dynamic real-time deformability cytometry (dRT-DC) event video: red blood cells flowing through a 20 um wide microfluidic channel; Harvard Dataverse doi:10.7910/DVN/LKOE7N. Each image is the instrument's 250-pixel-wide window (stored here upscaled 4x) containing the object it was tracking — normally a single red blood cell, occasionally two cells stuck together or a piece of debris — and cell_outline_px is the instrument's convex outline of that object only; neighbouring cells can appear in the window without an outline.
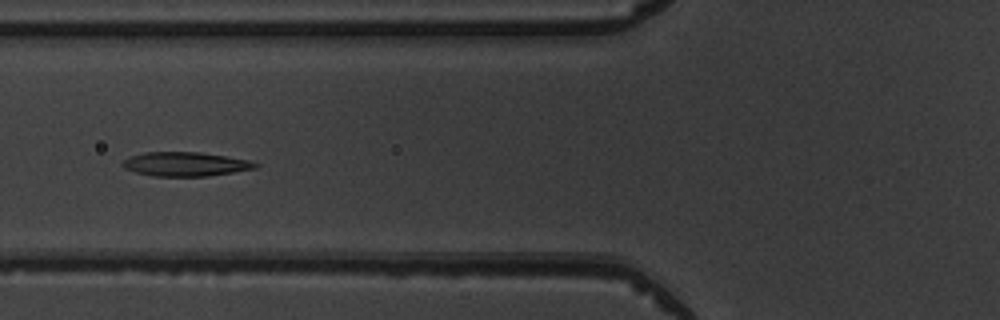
{"species": "common noctule bat (a hibernating species)", "species_latin": "Nyctalus noctula", "temperature_condition": "warm", "stored_images_in_passage": 9, "camera_frame_rate_fps": 3000, "um_per_image_px": 0.085, "animal": {"sex": "male", "body_mass_g": 19.5, "forearm_length_mm": 54.6}, "frame": {"image": 1, "passage_image": 6, "time_ms": 6.0, "image_size_px": [1000, 320], "cell_outline_px": [[260, 164], [256, 168], [208, 176], [152, 176], [136, 172], [124, 168], [120, 164], [124, 160], [132, 156], [144, 152], [200, 152], [248, 160]], "centroid_in_image_um": [15.74, 13.95], "position_along_channel_um": 110.1, "area_um2": 18.5}}
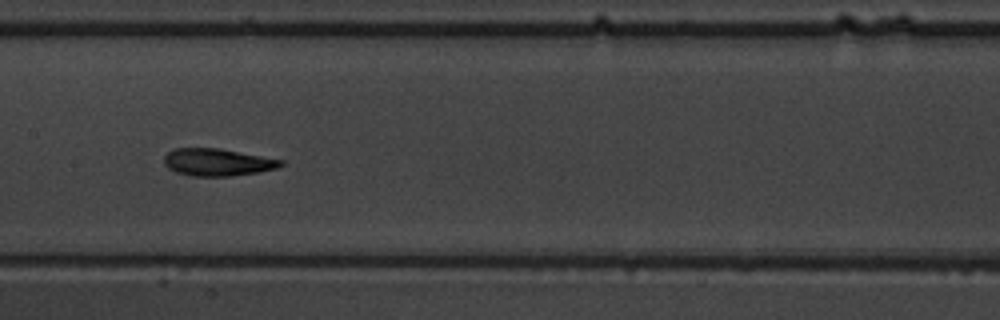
{"frame": {"image": 2, "passage_image": 8, "time_ms": 8.0, "image_size_px": [1000, 320], "cell_outline_px": [[284, 164], [276, 168], [260, 172], [228, 176], [192, 176], [176, 172], [168, 168], [164, 164], [164, 156], [168, 152], [176, 148], [220, 148], [284, 160]], "centroid_in_image_um": [18.48, 13.78], "position_along_channel_um": 188.9, "area_um2": 18.61}}
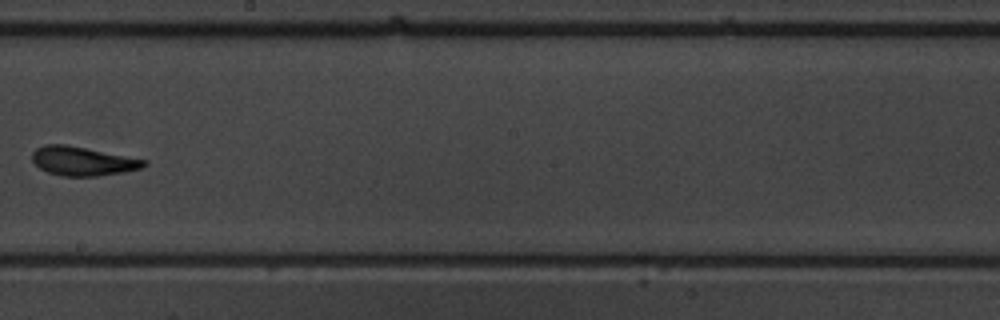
{"frame": {"image": 3, "passage_image": 9, "time_ms": 9.333, "image_size_px": [1000, 320], "cell_outline_px": [[148, 164], [140, 168], [124, 172], [96, 176], [64, 176], [48, 172], [40, 168], [32, 160], [32, 152], [36, 148], [44, 144], [64, 144], [148, 160]], "centroid_in_image_um": [7.02, 13.69], "position_along_channel_um": 241.2, "area_um2": 18.73}}